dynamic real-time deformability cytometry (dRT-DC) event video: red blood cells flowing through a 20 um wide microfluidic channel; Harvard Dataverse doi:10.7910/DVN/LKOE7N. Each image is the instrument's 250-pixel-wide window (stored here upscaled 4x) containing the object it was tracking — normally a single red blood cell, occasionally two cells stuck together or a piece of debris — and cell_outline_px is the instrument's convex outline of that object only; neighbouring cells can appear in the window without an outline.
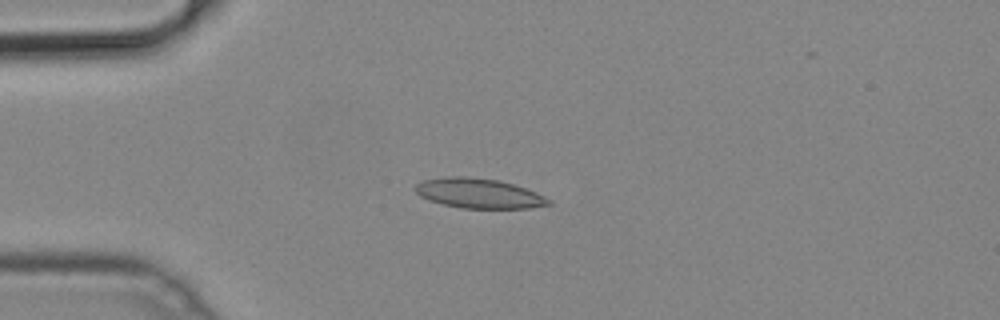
{"species": "common noctule bat (a hibernating species)", "species_latin": "Nyctalus noctula", "temperature_condition": "cold", "stored_images_in_passage": 50, "camera_frame_rate_fps": 3000, "um_per_image_px": 0.085, "animal": {"sex": "male", "body_mass_g": 19.2, "forearm_length_mm": 51.8}, "frame": {"image": 1, "passage_image": 12, "time_ms": 3.667, "image_size_px": [1000, 320], "cell_outline_px": [[552, 204], [528, 208], [460, 208], [428, 200], [420, 196], [416, 192], [416, 184], [424, 180], [448, 176], [468, 176], [500, 180], [536, 192], [552, 200]], "centroid_in_image_um": [40.71, 16.43], "position_along_channel_um": 44.3, "area_um2": 23.12}}
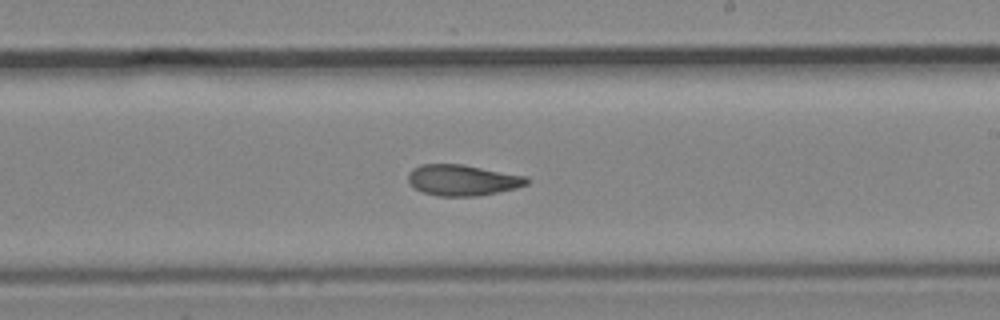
{"frame": {"image": 2, "passage_image": 29, "time_ms": 9.333, "image_size_px": [1000, 320], "cell_outline_px": [[532, 180], [528, 184], [516, 188], [476, 196], [440, 196], [424, 192], [416, 188], [408, 180], [408, 172], [412, 168], [420, 164], [460, 164], [528, 176]], "centroid_in_image_um": [39.35, 15.3], "position_along_channel_um": 249.7, "area_um2": 21.33}}
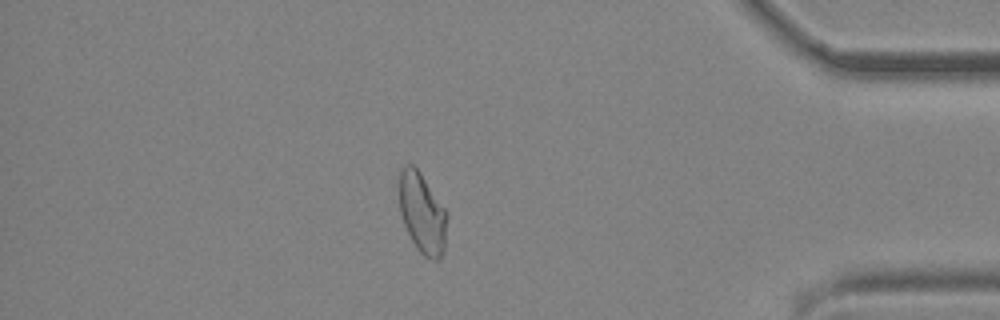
{"frame": {"image": 3, "passage_image": 43, "time_ms": 14.0, "image_size_px": [1000, 320], "cell_outline_px": [[448, 216], [444, 248], [440, 260], [432, 260], [424, 256], [416, 248], [404, 224], [400, 212], [396, 184], [400, 168], [404, 164], [412, 164], [420, 172], [444, 208]], "centroid_in_image_um": [35.84, 18.07], "position_along_channel_um": 399.4, "area_um2": 22.89}}